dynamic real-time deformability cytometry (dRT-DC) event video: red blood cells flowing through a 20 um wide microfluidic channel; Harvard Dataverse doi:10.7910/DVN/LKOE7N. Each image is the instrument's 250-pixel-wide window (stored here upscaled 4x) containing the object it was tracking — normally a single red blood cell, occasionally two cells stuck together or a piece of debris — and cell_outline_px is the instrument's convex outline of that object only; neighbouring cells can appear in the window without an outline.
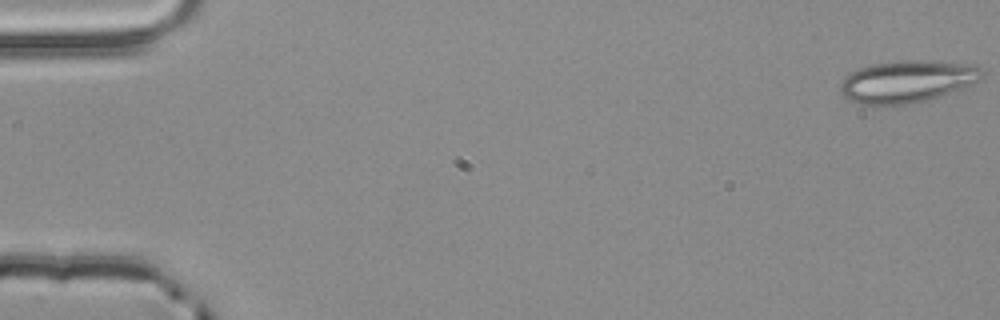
{"species": "common noctule bat (a hibernating species)", "species_latin": "Nyctalus noctula", "temperature_condition": "room temperature", "stored_images_in_passage": 54, "camera_frame_rate_fps": 3000, "um_per_image_px": 0.085, "animal": {"sex": "male", "body_mass_g": 20.4}, "frame": {"image": 1, "passage_image": 1, "time_ms": 0.0, "image_size_px": [1000, 320], "cell_outline_px": [[984, 76], [980, 80], [972, 84], [924, 100], [908, 104], [860, 104], [848, 100], [840, 92], [840, 84], [852, 72], [860, 68], [872, 64], [904, 60], [908, 60], [972, 64], [980, 68], [984, 72]], "centroid_in_image_um": [77.1, 6.92], "position_along_channel_um": 7.9, "area_um2": 34.04}}
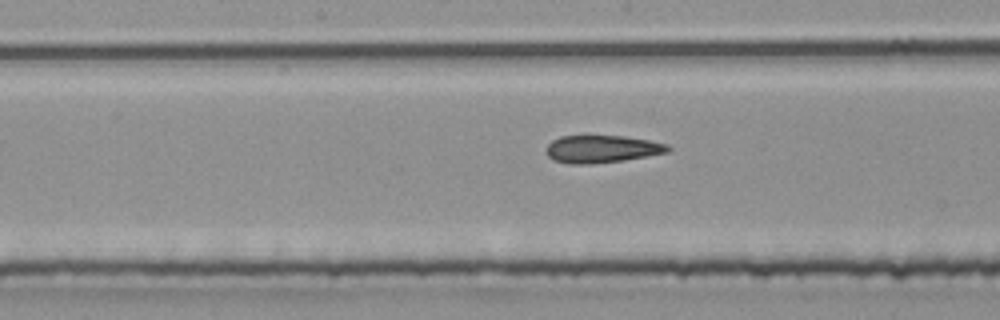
{"frame": {"image": 2, "passage_image": 28, "time_ms": 9.0, "image_size_px": [1000, 320], "cell_outline_px": [[672, 148], [668, 152], [620, 160], [592, 164], [568, 164], [556, 160], [548, 156], [544, 152], [548, 144], [552, 140], [560, 136], [588, 132], [624, 136], [648, 140], [668, 144]], "centroid_in_image_um": [51.08, 12.6], "position_along_channel_um": 197.1, "area_um2": 20.29}}
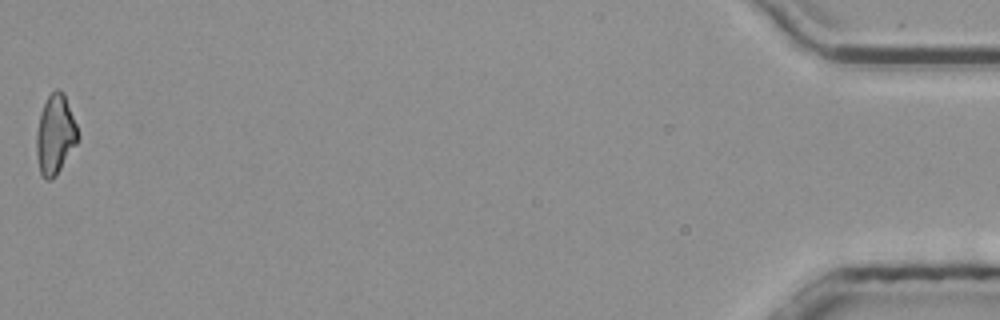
{"frame": {"image": 3, "passage_image": 54, "time_ms": 17.667, "image_size_px": [1000, 320], "cell_outline_px": [[80, 140], [56, 176], [52, 180], [44, 180], [40, 172], [36, 156], [36, 132], [40, 112], [48, 96], [56, 88], [64, 92], [76, 124], [80, 136]], "centroid_in_image_um": [4.7, 11.47], "position_along_channel_um": 430.5, "area_um2": 19.59}, "authors_computed_cell_mechanics": {"area_um2": 20.0855, "velocity_mm_per_s": 3.8872, "shape_relaxation_time_tau1_ms": null, "shape_relaxation_time_tau2_ms": 7.5411, "deformation_change_tau1": null, "deformation_change_tau2": 0.1754}}